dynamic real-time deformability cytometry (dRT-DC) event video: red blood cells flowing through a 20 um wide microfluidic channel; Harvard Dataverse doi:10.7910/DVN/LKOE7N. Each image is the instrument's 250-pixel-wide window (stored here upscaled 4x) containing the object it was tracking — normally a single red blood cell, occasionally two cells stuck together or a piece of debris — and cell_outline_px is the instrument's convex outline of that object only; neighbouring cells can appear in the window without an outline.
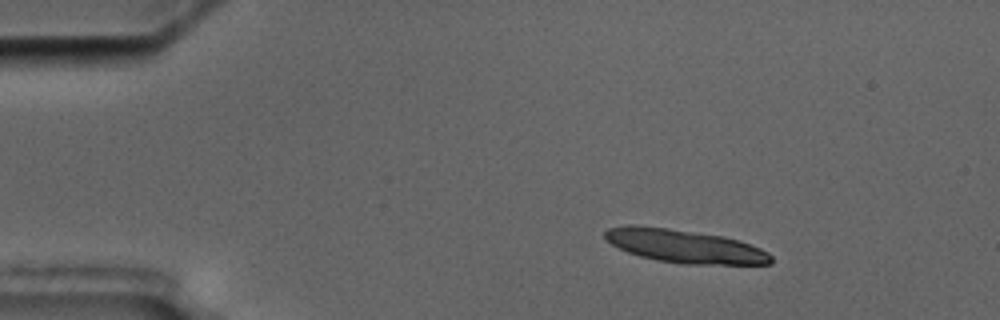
{"species": "common noctule bat (a hibernating species)", "species_latin": "Nyctalus noctula", "temperature_condition": "cold", "stored_images_in_passage": 4, "segment_of_instrument_passage": [1, 2], "camera_frame_rate_fps": 3000, "um_per_image_px": 0.085, "animal": {"sex": "male", "body_mass_g": 17.5, "forearm_length_mm": 52.3}, "frame": {"image": 1, "passage_image": 1, "time_ms": 0.0, "image_size_px": [1000, 320], "cell_outline_px": [[772, 264], [680, 264], [656, 260], [640, 256], [628, 252], [612, 244], [604, 236], [604, 232], [608, 228], [628, 224], [636, 224], [668, 228], [724, 236], [740, 240], [760, 248], [768, 252], [772, 256]], "centroid_in_image_um": [58.2, 20.92], "position_along_channel_um": 26.8, "area_um2": 32.37}}